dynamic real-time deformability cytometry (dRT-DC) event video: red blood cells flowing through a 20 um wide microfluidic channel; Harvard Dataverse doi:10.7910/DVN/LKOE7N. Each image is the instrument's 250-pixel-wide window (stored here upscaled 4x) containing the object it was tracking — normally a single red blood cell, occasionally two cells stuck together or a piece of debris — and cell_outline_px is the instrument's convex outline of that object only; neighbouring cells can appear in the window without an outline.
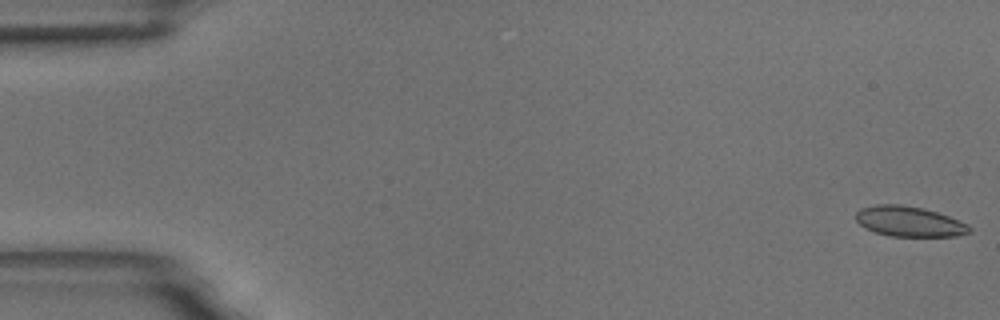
{"species": "common noctule bat (a hibernating species)", "species_latin": "Nyctalus noctula", "temperature_condition": "room temperature", "stored_images_in_passage": 58, "camera_frame_rate_fps": 3000, "um_per_image_px": 0.085, "animal": {"sex": "male", "body_mass_g": 18.8}, "frame": {"image": 1, "passage_image": 1, "time_ms": 0.0, "image_size_px": [1000, 320], "cell_outline_px": [[972, 232], [956, 236], [892, 236], [876, 232], [864, 228], [856, 220], [856, 212], [860, 208], [876, 204], [900, 204], [924, 208], [948, 216], [968, 224], [972, 228]], "centroid_in_image_um": [77.28, 18.82], "position_along_channel_um": 7.7, "area_um2": 20.06}}
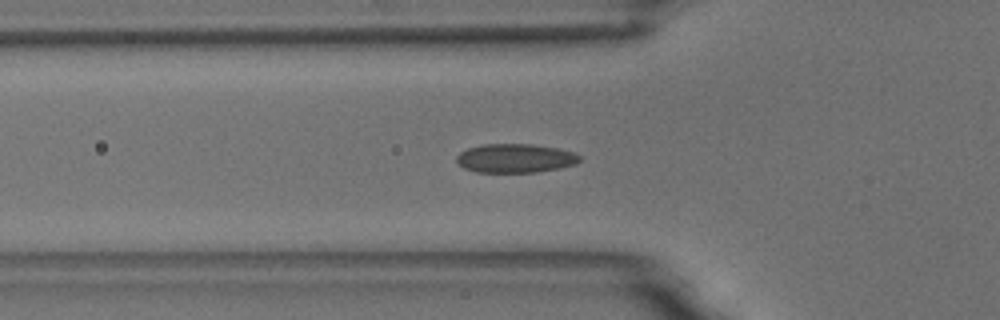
{"frame": {"image": 2, "passage_image": 20, "time_ms": 6.333, "image_size_px": [1000, 320], "cell_outline_px": [[580, 160], [576, 164], [560, 168], [536, 172], [476, 172], [464, 168], [456, 160], [456, 156], [460, 152], [468, 148], [484, 144], [532, 144], [556, 148], [572, 152], [580, 156]], "centroid_in_image_um": [43.79, 13.45], "position_along_channel_um": 82.0, "area_um2": 20.63}}
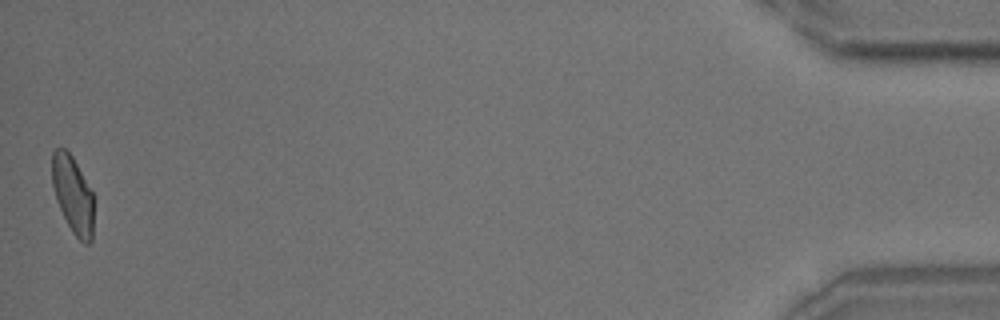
{"frame": {"image": 3, "passage_image": 58, "time_ms": 19.0, "image_size_px": [1000, 320], "cell_outline_px": [[92, 240], [88, 244], [84, 244], [72, 232], [56, 200], [52, 184], [52, 152], [56, 148], [64, 148], [72, 156], [92, 192]], "centroid_in_image_um": [6.17, 16.54], "position_along_channel_um": 429.0, "area_um2": 18.38}, "authors_computed_cell_mechanics": {"area_um2": 20.0566, "velocity_mm_per_s": 3.4693, "shape_relaxation_time_tau1_ms": 7.1036, "shape_relaxation_time_tau2_ms": 1.5135, "deformation_change_tau1": 0.1411, "deformation_change_tau2": 0.0552}}